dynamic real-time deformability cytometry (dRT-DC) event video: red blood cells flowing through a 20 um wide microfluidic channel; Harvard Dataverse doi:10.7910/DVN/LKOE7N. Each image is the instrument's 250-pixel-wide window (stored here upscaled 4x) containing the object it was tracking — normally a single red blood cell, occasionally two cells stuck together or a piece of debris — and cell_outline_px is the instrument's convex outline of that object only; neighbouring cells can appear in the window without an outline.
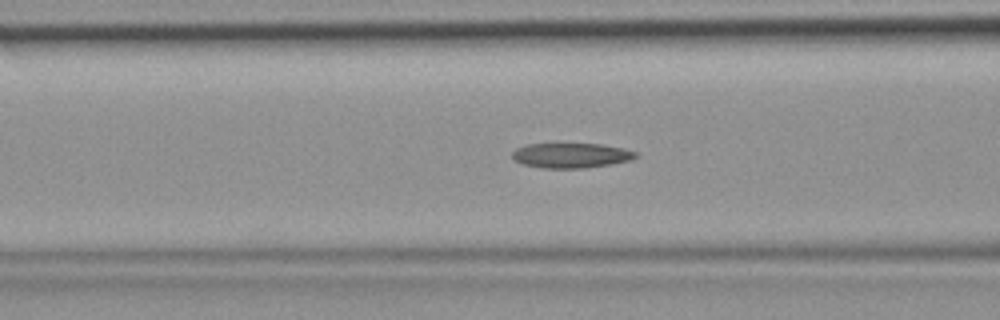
{"species": "common noctule bat (a hibernating species)", "species_latin": "Nyctalus noctula", "temperature_condition": "room temperature", "stored_images_in_passage": 32, "camera_frame_rate_fps": 3000, "um_per_image_px": 0.085, "animal": {"sex": "female", "body_mass_g": 19.9}, "frame": {"image": 1, "passage_image": 5, "time_ms": 1.333, "image_size_px": [1000, 320], "cell_outline_px": [[636, 156], [628, 160], [612, 164], [584, 168], [540, 168], [524, 164], [512, 160], [512, 152], [516, 148], [524, 144], [600, 144], [624, 148], [636, 152]], "centroid_in_image_um": [48.48, 13.21], "position_along_channel_um": 118.1, "area_um2": 17.92}}
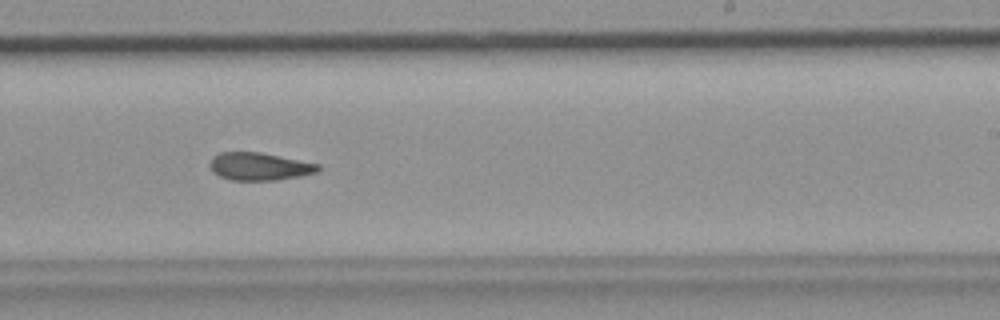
{"frame": {"image": 2, "passage_image": 15, "time_ms": 4.667, "image_size_px": [1000, 320], "cell_outline_px": [[320, 168], [316, 172], [300, 176], [276, 180], [232, 180], [220, 176], [212, 172], [208, 164], [212, 156], [220, 152], [260, 152], [320, 164]], "centroid_in_image_um": [22.01, 14.14], "position_along_channel_um": 267.0, "area_um2": 17.51}}
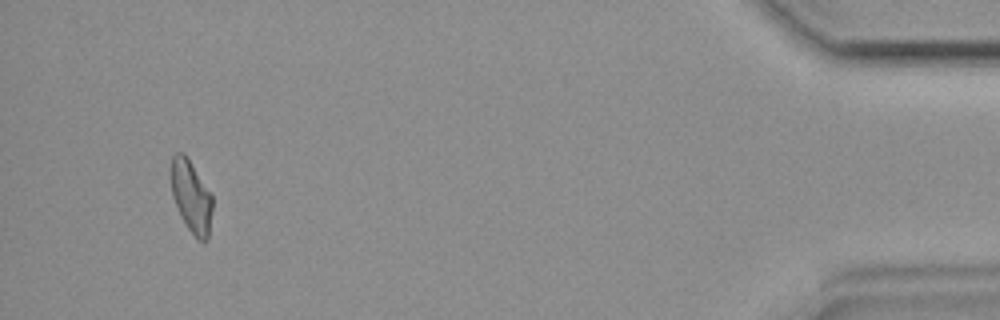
{"frame": {"image": 3, "passage_image": 30, "time_ms": 9.667, "image_size_px": [1000, 320], "cell_outline_px": [[212, 208], [208, 240], [204, 244], [196, 240], [180, 216], [172, 196], [168, 168], [172, 156], [176, 152], [184, 152], [212, 196]], "centroid_in_image_um": [16.21, 16.71], "position_along_channel_um": 419.0, "area_um2": 17.86}}